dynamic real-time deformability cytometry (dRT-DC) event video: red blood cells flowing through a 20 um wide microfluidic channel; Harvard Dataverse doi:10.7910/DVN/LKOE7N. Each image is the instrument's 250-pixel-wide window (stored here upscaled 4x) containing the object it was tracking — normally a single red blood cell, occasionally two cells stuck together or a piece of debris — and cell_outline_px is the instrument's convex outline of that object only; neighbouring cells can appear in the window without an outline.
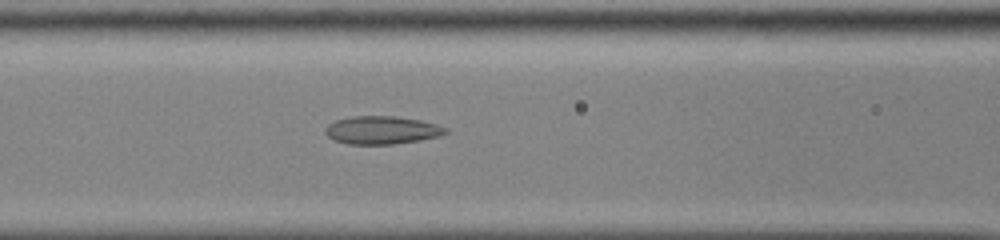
{"species": "common noctule bat (a hibernating species)", "species_latin": "Nyctalus noctula", "temperature_condition": "cold", "stored_images_in_passage": 36, "camera_frame_rate_fps": 3000, "um_per_image_px": 0.085, "animal": {"sex": "male", "body_mass_g": 13.0, "forearm_length_mm": 53.1}, "frame": {"image": 1, "passage_image": 9, "time_ms": 2.667, "image_size_px": [1000, 240], "cell_outline_px": [[448, 132], [440, 136], [420, 140], [392, 144], [348, 144], [332, 140], [324, 132], [324, 128], [328, 124], [336, 120], [352, 116], [396, 116], [420, 120], [436, 124], [448, 128]], "centroid_in_image_um": [32.44, 11.06], "position_along_channel_um": 134.2, "area_um2": 19.77}}
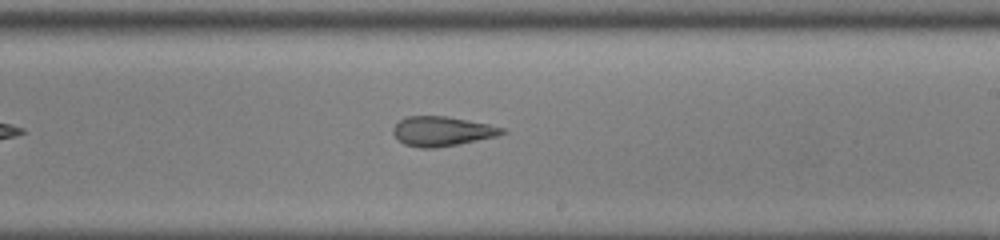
{"frame": {"image": 2, "passage_image": 18, "time_ms": 5.667, "image_size_px": [1000, 240], "cell_outline_px": [[508, 132], [496, 136], [456, 144], [432, 148], [420, 148], [404, 144], [392, 132], [392, 128], [400, 120], [408, 116], [448, 116], [488, 124], [504, 128]], "centroid_in_image_um": [37.57, 11.14], "position_along_channel_um": 251.4, "area_um2": 18.55}}
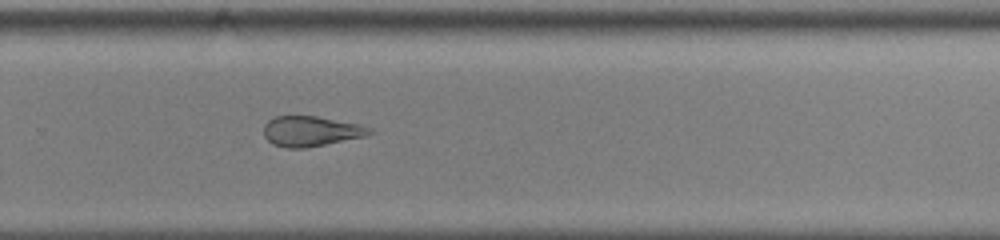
{"frame": {"image": 3, "passage_image": 22, "time_ms": 7.0, "image_size_px": [1000, 240], "cell_outline_px": [[376, 132], [364, 136], [304, 148], [288, 148], [272, 144], [264, 136], [264, 124], [272, 116], [316, 116], [360, 124], [372, 128]], "centroid_in_image_um": [26.42, 11.14], "position_along_channel_um": 303.4, "area_um2": 18.61}, "authors_computed_cell_mechanics": {"area_um2": 20.2589, "velocity_mm_per_s": 3.9235, "shape_relaxation_time_tau1_ms": null, "shape_relaxation_time_tau2_ms": 2.2394, "deformation_change_tau1": null, "deformation_change_tau2": 0.1132}}